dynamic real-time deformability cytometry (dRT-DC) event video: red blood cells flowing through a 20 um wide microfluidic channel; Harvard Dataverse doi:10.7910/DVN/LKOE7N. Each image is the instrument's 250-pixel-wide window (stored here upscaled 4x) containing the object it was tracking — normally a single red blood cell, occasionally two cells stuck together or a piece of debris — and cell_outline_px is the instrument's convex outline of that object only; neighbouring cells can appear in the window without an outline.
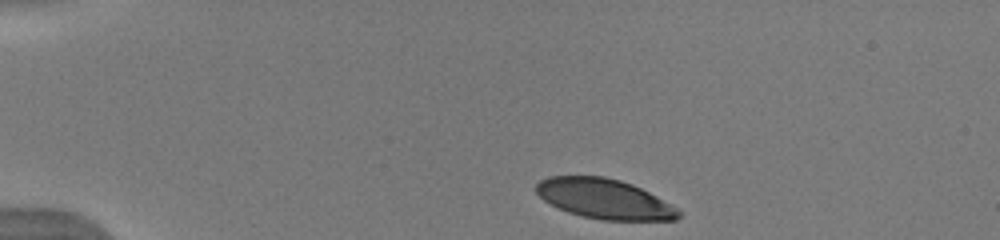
{"species": "human", "species_latin": "Homo sapiens", "temperature_condition": "warm", "stored_images_in_passage": 42, "camera_frame_rate_fps": 3000, "um_per_image_px": 0.085, "donor": {"sex": "male"}, "frame": {"image": 1, "passage_image": 1, "time_ms": 0.0, "image_size_px": [1000, 240], "cell_outline_px": [[680, 216], [676, 220], [600, 220], [568, 212], [544, 200], [536, 192], [536, 184], [540, 180], [548, 176], [604, 176], [620, 180], [632, 184], [656, 196], [676, 208], [680, 212]], "centroid_in_image_um": [51.36, 16.9], "position_along_channel_um": 33.6, "area_um2": 32.77}}
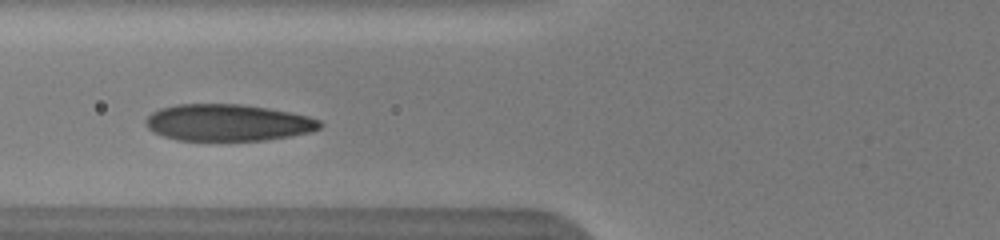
{"frame": {"image": 2, "passage_image": 12, "time_ms": 3.667, "image_size_px": [1000, 240], "cell_outline_px": [[324, 124], [320, 128], [312, 132], [292, 136], [264, 140], [176, 140], [152, 132], [144, 124], [144, 120], [152, 112], [160, 108], [176, 104], [240, 104], [268, 108], [308, 116], [320, 120]], "centroid_in_image_um": [19.36, 10.42], "position_along_channel_um": 106.4, "area_um2": 37.45}}
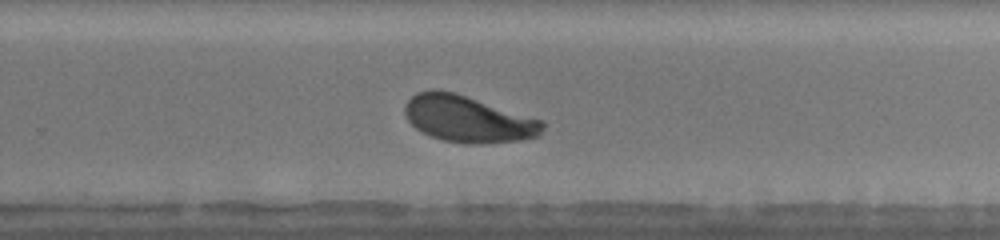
{"frame": {"image": 3, "passage_image": 26, "time_ms": 8.333, "image_size_px": [1000, 240], "cell_outline_px": [[544, 128], [540, 136], [520, 140], [480, 144], [468, 144], [444, 140], [420, 132], [408, 120], [404, 112], [404, 104], [416, 92], [432, 88], [452, 92], [544, 120]], "centroid_in_image_um": [39.78, 10.11], "position_along_channel_um": 290.0, "area_um2": 37.4}, "authors_computed_cell_mechanics": {"area_um2": 37.1076, "velocity_mm_per_s": 3.9387, "shape_relaxation_time_tau1_ms": 2.6, "shape_relaxation_time_tau2_ms": 1.3556, "deformation_change_tau1": 0.161, "deformation_change_tau2": 0.0873}}